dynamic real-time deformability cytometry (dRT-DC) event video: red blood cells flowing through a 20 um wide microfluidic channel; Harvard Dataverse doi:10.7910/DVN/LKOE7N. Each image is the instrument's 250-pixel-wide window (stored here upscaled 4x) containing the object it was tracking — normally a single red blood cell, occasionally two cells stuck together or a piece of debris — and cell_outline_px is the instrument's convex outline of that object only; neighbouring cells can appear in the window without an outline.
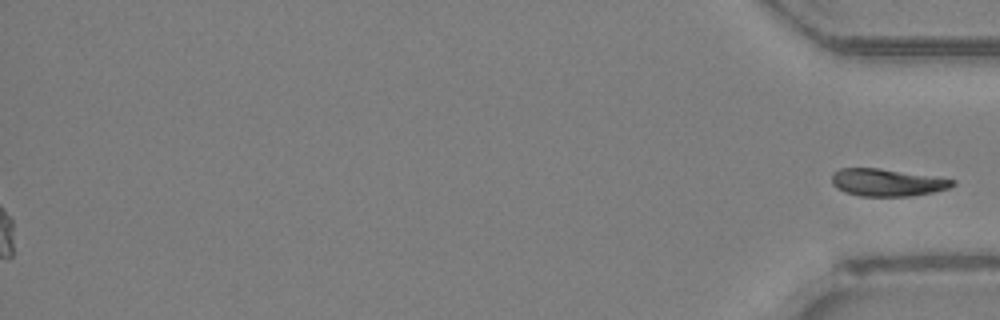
{"species": "Egyptian fruit bat (a non-hibernating species)", "species_latin": "Rousettus aegyptiacus", "temperature_condition": "room temperature", "stored_images_in_passage": 42, "segment_of_instrument_passage": [2, 2], "camera_frame_rate_fps": 3000, "um_per_image_px": 0.085, "animal": {"sex": "female"}, "frame": {"image": 1, "passage_image": 42, "time_ms": 13.667, "image_size_px": [1000, 320], "cell_outline_px": [[956, 184], [948, 188], [932, 192], [908, 196], [860, 196], [844, 192], [836, 188], [832, 184], [832, 172], [840, 168], [880, 168], [956, 180]], "centroid_in_image_um": [75.35, 15.51], "position_along_channel_um": 359.8, "area_um2": 19.19}}